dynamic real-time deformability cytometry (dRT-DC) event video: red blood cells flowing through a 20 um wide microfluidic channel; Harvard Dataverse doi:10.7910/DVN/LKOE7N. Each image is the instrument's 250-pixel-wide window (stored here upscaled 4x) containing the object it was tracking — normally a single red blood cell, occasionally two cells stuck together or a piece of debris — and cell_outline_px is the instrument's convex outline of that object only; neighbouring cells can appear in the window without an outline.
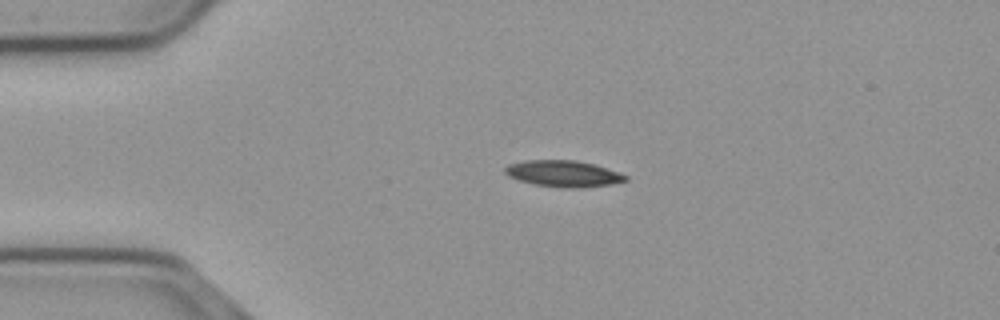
{"species": "common noctule bat (a hibernating species)", "species_latin": "Nyctalus noctula", "temperature_condition": "cold", "stored_images_in_passage": 44, "camera_frame_rate_fps": 3000, "um_per_image_px": 0.085, "animal": {"sex": "male", "body_mass_g": 23.1, "forearm_length_mm": 52.7}, "frame": {"image": 1, "passage_image": 1, "time_ms": 0.0, "image_size_px": [1000, 320], "cell_outline_px": [[628, 180], [612, 184], [572, 188], [564, 188], [536, 184], [520, 180], [508, 176], [504, 172], [504, 168], [508, 164], [524, 160], [576, 160], [592, 164], [628, 176]], "centroid_in_image_um": [47.84, 14.75], "position_along_channel_um": 37.2, "area_um2": 18.21}}
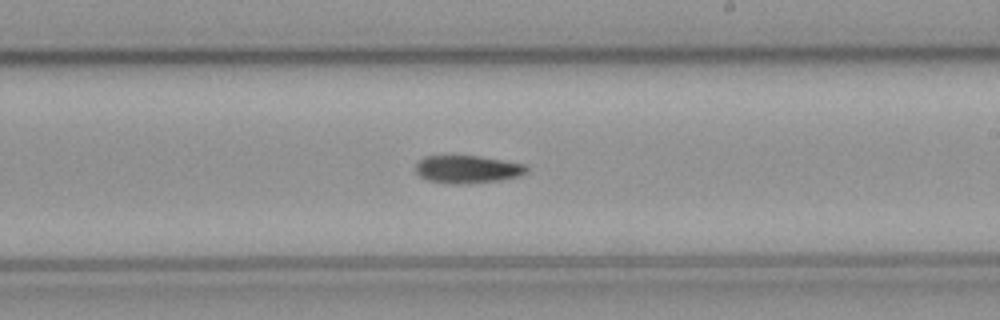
{"frame": {"image": 2, "passage_image": 21, "time_ms": 6.667, "image_size_px": [1000, 320], "cell_outline_px": [[528, 172], [520, 176], [500, 180], [464, 184], [452, 184], [428, 180], [420, 176], [416, 172], [416, 164], [424, 156], [480, 156], [524, 164], [528, 168]], "centroid_in_image_um": [39.75, 14.39], "position_along_channel_um": 249.3, "area_um2": 17.92}}
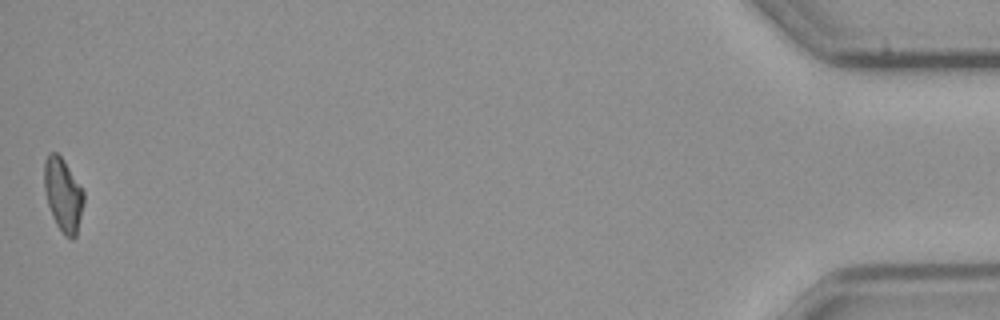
{"frame": {"image": 3, "passage_image": 44, "time_ms": 14.333, "image_size_px": [1000, 320], "cell_outline_px": [[84, 204], [76, 236], [72, 240], [64, 236], [56, 224], [52, 216], [48, 204], [44, 188], [44, 160], [48, 152], [56, 152], [64, 160], [84, 192]], "centroid_in_image_um": [5.36, 16.56], "position_along_channel_um": 429.8, "area_um2": 16.99}, "authors_computed_cell_mechanics": {"area_um2": 18.0336, "velocity_mm_per_s": 3.6799, "shape_relaxation_time_tau1_ms": 5.5232, "shape_relaxation_time_tau2_ms": null, "deformation_change_tau1": 0.1418, "deformation_change_tau2": null}}